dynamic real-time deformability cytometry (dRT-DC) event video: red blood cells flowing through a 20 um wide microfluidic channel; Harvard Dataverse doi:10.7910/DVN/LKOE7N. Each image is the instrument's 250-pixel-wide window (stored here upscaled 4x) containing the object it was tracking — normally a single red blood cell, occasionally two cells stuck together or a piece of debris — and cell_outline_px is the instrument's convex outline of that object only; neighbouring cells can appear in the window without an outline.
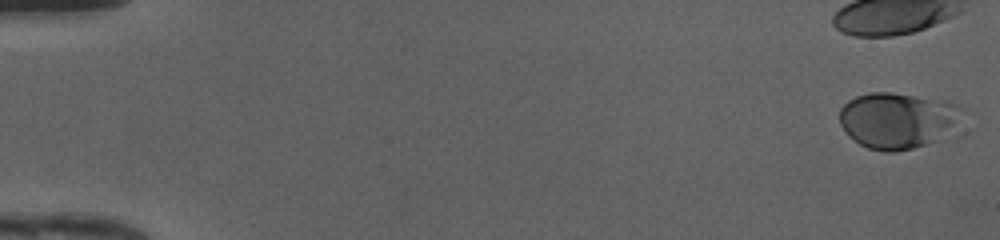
{"species": "human", "species_latin": "Homo sapiens", "temperature_condition": "cold", "stored_images_in_passage": 41, "camera_frame_rate_fps": 3000, "um_per_image_px": 0.085, "donor": {"sex": "female"}, "frame": {"image": 1, "passage_image": 1, "time_ms": 0.0, "image_size_px": [1000, 240], "cell_outline_px": [[968, 108], [964, 132], [960, 136], [896, 152], [884, 152], [868, 148], [860, 144], [848, 136], [840, 124], [840, 108], [848, 100], [856, 96], [868, 92], [892, 92], [944, 100]], "centroid_in_image_um": [76.56, 10.26], "position_along_channel_um": 8.4, "area_um2": 42.66}}